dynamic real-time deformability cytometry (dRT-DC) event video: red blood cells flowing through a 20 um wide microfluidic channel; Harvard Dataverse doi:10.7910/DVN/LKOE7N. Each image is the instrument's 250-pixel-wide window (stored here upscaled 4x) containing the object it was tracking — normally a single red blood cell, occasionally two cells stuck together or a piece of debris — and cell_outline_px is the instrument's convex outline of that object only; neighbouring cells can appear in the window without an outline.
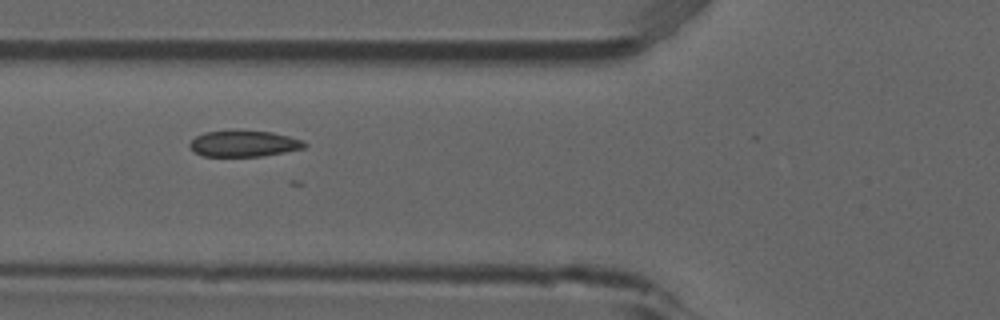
{"species": "common noctule bat (a hibernating species)", "species_latin": "Nyctalus noctula", "temperature_condition": "room temperature", "stored_images_in_passage": 9, "camera_frame_rate_fps": 3000, "um_per_image_px": 0.085, "animal": {"sex": "male", "forearm_length_mm": 52.5}, "frame": {"image": 1, "passage_image": 6, "time_ms": 1.667, "image_size_px": [1000, 320], "cell_outline_px": [[308, 144], [304, 148], [264, 156], [204, 156], [188, 148], [188, 144], [196, 136], [204, 132], [272, 132], [304, 140]], "centroid_in_image_um": [20.74, 12.23], "position_along_channel_um": 105.1, "area_um2": 17.11}}